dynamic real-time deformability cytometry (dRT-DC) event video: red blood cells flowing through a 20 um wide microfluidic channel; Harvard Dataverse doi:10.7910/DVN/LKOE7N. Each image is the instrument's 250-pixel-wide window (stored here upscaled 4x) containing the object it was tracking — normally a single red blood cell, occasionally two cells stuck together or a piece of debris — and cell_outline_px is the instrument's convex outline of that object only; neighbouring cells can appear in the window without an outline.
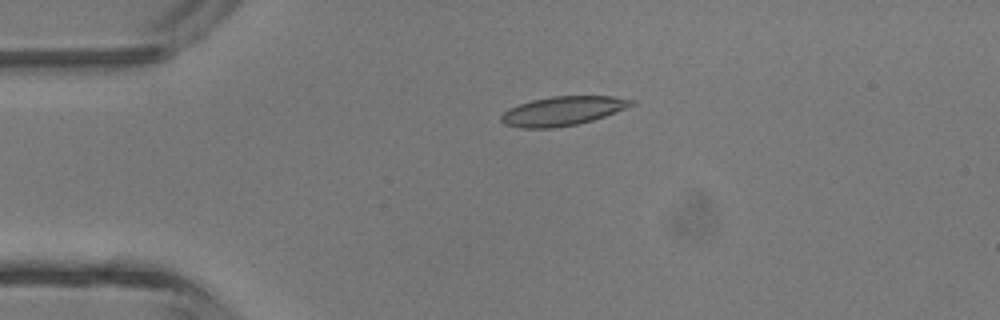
{"species": "common noctule bat (a hibernating species)", "species_latin": "Nyctalus noctula", "temperature_condition": "room temperature", "stored_images_in_passage": 4, "camera_frame_rate_fps": 3000, "um_per_image_px": 0.085, "animal": {"sex": "male", "body_mass_g": 13.3}, "frame": {"image": 1, "passage_image": 3, "time_ms": 2.333, "image_size_px": [1000, 320], "cell_outline_px": [[636, 104], [604, 116], [592, 120], [576, 124], [552, 128], [520, 128], [504, 124], [500, 120], [500, 116], [508, 108], [532, 100], [552, 96], [612, 96], [636, 100]], "centroid_in_image_um": [47.82, 9.43], "position_along_channel_um": 37.2, "area_um2": 22.02}}